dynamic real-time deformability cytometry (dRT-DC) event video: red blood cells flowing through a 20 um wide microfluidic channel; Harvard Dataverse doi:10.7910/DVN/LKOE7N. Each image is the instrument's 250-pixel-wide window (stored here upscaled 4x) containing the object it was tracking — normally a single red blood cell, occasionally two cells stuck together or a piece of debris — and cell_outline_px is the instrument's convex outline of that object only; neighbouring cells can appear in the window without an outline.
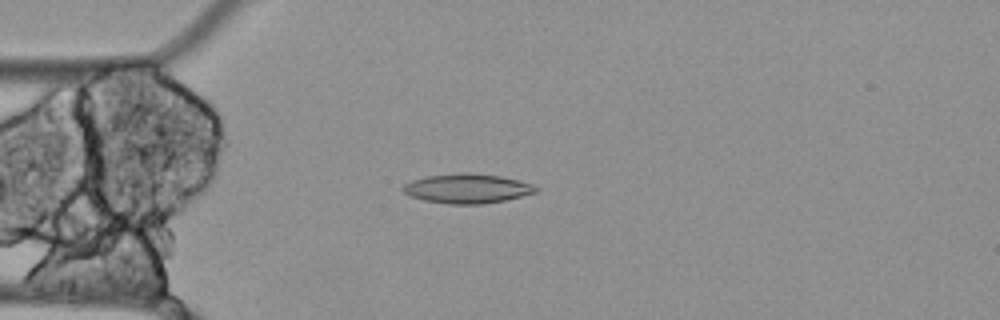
{"species": "Egyptian fruit bat (a non-hibernating species)", "species_latin": "Rousettus aegyptiacus", "temperature_condition": "cold", "stored_images_in_passage": 49, "camera_frame_rate_fps": 3000, "um_per_image_px": 0.085, "animal": {"sex": "female"}, "frame": {"image": 1, "passage_image": 7, "time_ms": 2.0, "image_size_px": [1000, 320], "cell_outline_px": [[540, 188], [536, 192], [504, 200], [480, 204], [448, 204], [424, 200], [412, 196], [404, 192], [400, 188], [404, 184], [412, 180], [428, 176], [468, 172], [500, 176], [520, 180], [532, 184]], "centroid_in_image_um": [39.72, 16.02], "position_along_channel_um": 45.3, "area_um2": 22.66}}
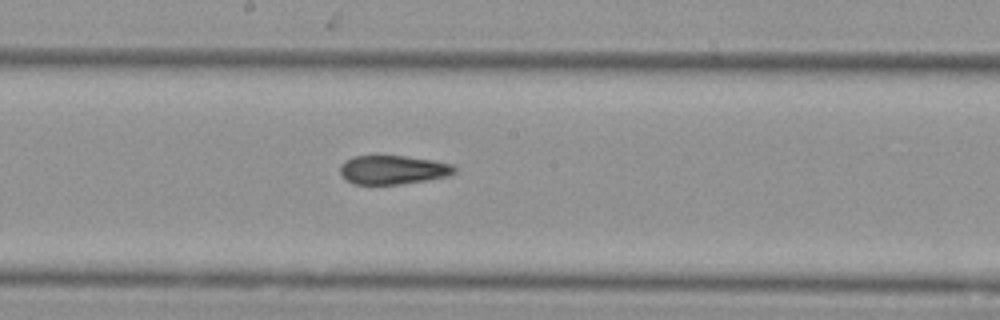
{"frame": {"image": 2, "passage_image": 22, "time_ms": 7.0, "image_size_px": [1000, 320], "cell_outline_px": [[456, 172], [448, 176], [400, 184], [356, 184], [348, 180], [340, 172], [340, 164], [344, 160], [352, 156], [404, 156], [432, 160], [452, 164], [456, 168]], "centroid_in_image_um": [33.4, 14.42], "position_along_channel_um": 214.8, "area_um2": 19.07}}
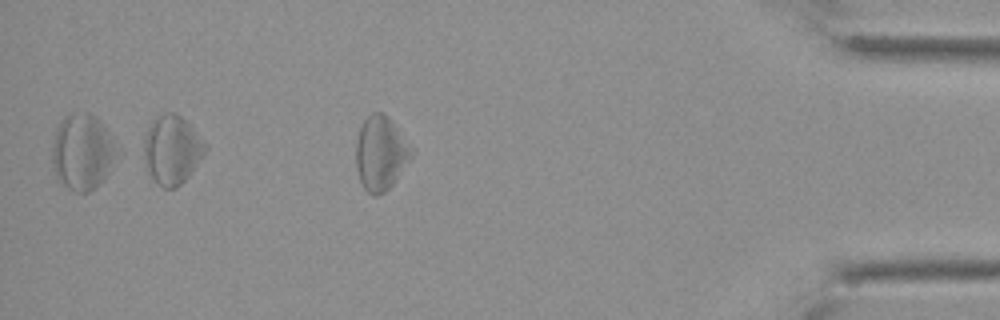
{"frame": {"image": 3, "passage_image": 42, "time_ms": 13.667, "image_size_px": [1000, 320], "cell_outline_px": [[412, 156], [392, 184], [384, 192], [376, 196], [372, 196], [364, 188], [360, 180], [356, 168], [356, 140], [360, 128], [364, 120], [372, 112], [380, 112], [388, 116], [412, 152]], "centroid_in_image_um": [32.3, 13.04], "position_along_channel_um": 402.9, "area_um2": 23.29}, "authors_computed_cell_mechanics": {"area_um2": 21.386, "velocity_mm_per_s": 3.4596, "shape_relaxation_time_tau1_ms": null, "shape_relaxation_time_tau2_ms": 5.0816, "deformation_change_tau1": null, "deformation_change_tau2": 0.1637}}